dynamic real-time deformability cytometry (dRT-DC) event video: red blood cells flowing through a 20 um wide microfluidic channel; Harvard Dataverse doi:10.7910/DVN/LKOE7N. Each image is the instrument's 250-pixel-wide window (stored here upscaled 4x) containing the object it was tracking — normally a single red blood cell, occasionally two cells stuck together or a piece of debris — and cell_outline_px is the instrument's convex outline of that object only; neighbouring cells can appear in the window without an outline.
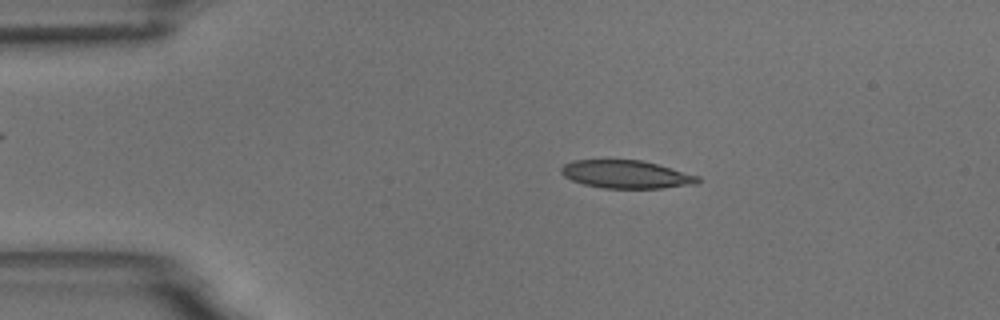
{"species": "common noctule bat (a hibernating species)", "species_latin": "Nyctalus noctula", "temperature_condition": "room temperature", "stored_images_in_passage": 55, "camera_frame_rate_fps": 3000, "um_per_image_px": 0.085, "animal": {"sex": "male", "body_mass_g": 18.8}, "frame": {"image": 1, "passage_image": 10, "time_ms": 3.0, "image_size_px": [1000, 320], "cell_outline_px": [[700, 180], [696, 184], [664, 188], [604, 188], [584, 184], [572, 180], [564, 176], [560, 172], [560, 168], [564, 164], [572, 160], [640, 160], [656, 164], [700, 176]], "centroid_in_image_um": [53.22, 14.82], "position_along_channel_um": 31.8, "area_um2": 22.2}}
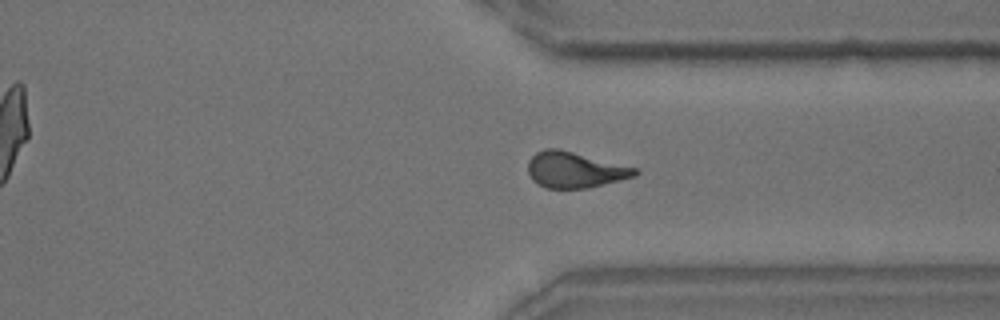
{"frame": {"image": 2, "passage_image": 41, "time_ms": 13.333, "image_size_px": [1000, 320], "cell_outline_px": [[640, 172], [636, 176], [588, 188], [544, 188], [536, 184], [528, 176], [528, 160], [536, 152], [544, 148], [560, 148], [640, 168]], "centroid_in_image_um": [48.87, 14.42], "position_along_channel_um": 362.5, "area_um2": 22.95}}
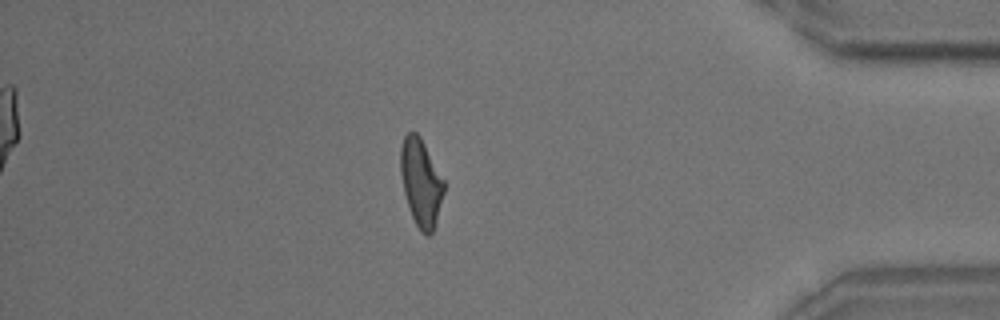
{"frame": {"image": 3, "passage_image": 47, "time_ms": 15.333, "image_size_px": [1000, 320], "cell_outline_px": [[444, 192], [436, 220], [432, 232], [428, 236], [420, 232], [412, 216], [404, 192], [400, 172], [400, 148], [404, 136], [408, 132], [416, 132], [420, 136], [444, 180]], "centroid_in_image_um": [35.77, 15.49], "position_along_channel_um": 399.4, "area_um2": 21.85}, "authors_computed_cell_mechanics": {"area_um2": 22.6576, "velocity_mm_per_s": 3.6469, "shape_relaxation_time_tau1_ms": 8.1252, "shape_relaxation_time_tau2_ms": 2.1371, "deformation_change_tau1": 0.2195, "deformation_change_tau2": 0.1015}}